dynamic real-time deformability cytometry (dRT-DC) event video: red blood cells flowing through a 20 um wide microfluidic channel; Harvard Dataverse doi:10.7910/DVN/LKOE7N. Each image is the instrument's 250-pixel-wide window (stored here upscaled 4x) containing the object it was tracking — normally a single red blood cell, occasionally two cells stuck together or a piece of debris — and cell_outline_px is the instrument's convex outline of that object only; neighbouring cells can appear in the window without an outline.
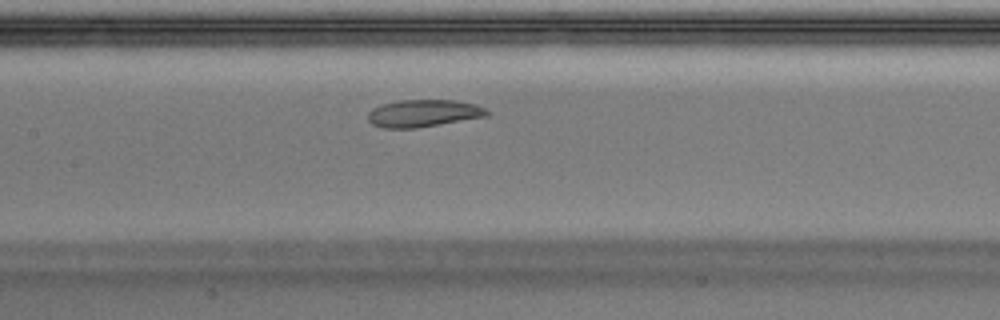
{"species": "Egyptian fruit bat (a non-hibernating species)", "species_latin": "Rousettus aegyptiacus", "temperature_condition": "warm", "stored_images_in_passage": 37, "camera_frame_rate_fps": 3000, "um_per_image_px": 0.085, "animal": {"sex": "male"}, "frame": {"image": 1, "passage_image": 11, "time_ms": 3.333, "image_size_px": [1000, 320], "cell_outline_px": [[492, 112], [488, 116], [416, 128], [384, 128], [372, 124], [368, 120], [368, 112], [372, 108], [384, 104], [400, 100], [456, 100], [476, 104]], "centroid_in_image_um": [36.02, 9.63], "position_along_channel_um": 171.4, "area_um2": 18.96}, "authors_computed_cell_mechanics": {"area_um2": 20.808, "velocity_mm_per_s": 3.9552, "shape_relaxation_time_tau1_ms": null, "shape_relaxation_time_tau2_ms": 4.4235, "deformation_change_tau1": null, "deformation_change_tau2": 0.0948}}